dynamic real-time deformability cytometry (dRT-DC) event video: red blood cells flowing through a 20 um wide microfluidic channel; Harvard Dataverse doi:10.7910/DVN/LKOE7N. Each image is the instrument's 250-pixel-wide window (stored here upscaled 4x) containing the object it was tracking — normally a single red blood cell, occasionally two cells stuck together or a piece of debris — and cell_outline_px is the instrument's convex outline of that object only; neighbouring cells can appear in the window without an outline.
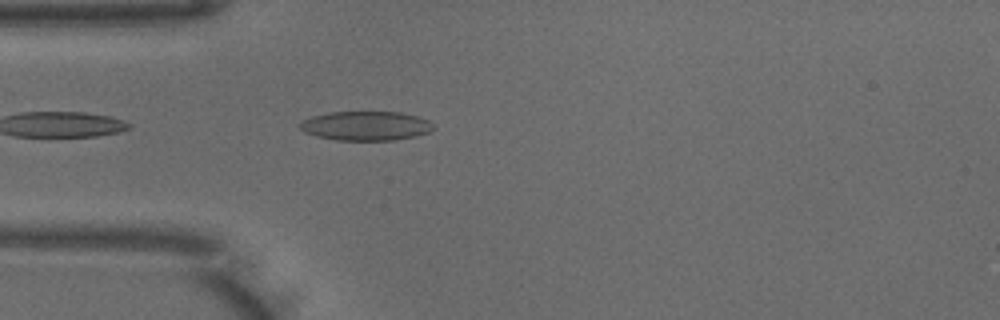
{"species": "common noctule bat (a hibernating species)", "species_latin": "Nyctalus noctula", "temperature_condition": "warm", "stored_images_in_passage": 38, "camera_frame_rate_fps": 3000, "um_per_image_px": 0.085, "animal": {"sex": "male", "body_mass_g": 18.8}, "frame": {"image": 1, "passage_image": 2, "time_ms": 0.333, "image_size_px": [1000, 320], "cell_outline_px": [[436, 128], [428, 132], [416, 136], [396, 140], [336, 140], [316, 136], [304, 132], [296, 124], [312, 116], [332, 112], [400, 112], [416, 116], [428, 120]], "centroid_in_image_um": [31.09, 10.7], "position_along_channel_um": 53.9, "area_um2": 22.77}}
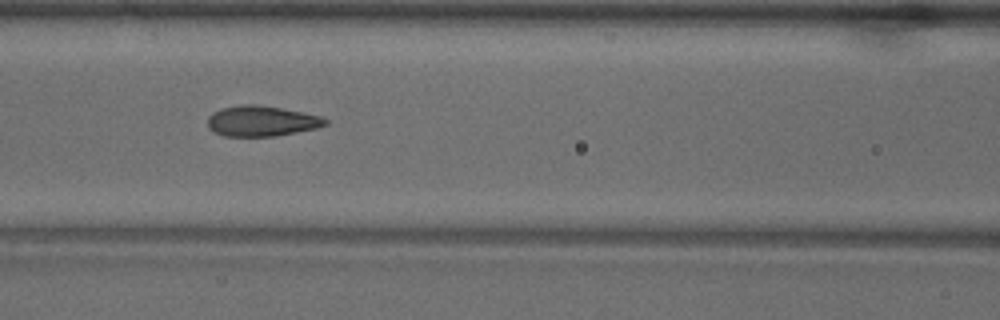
{"frame": {"image": 2, "passage_image": 9, "time_ms": 2.667, "image_size_px": [1000, 320], "cell_outline_px": [[328, 124], [316, 128], [276, 136], [224, 136], [208, 128], [208, 116], [212, 112], [220, 108], [240, 104], [256, 104], [280, 108], [320, 116], [328, 120]], "centroid_in_image_um": [22.2, 10.28], "position_along_channel_um": 144.4, "area_um2": 20.87}}
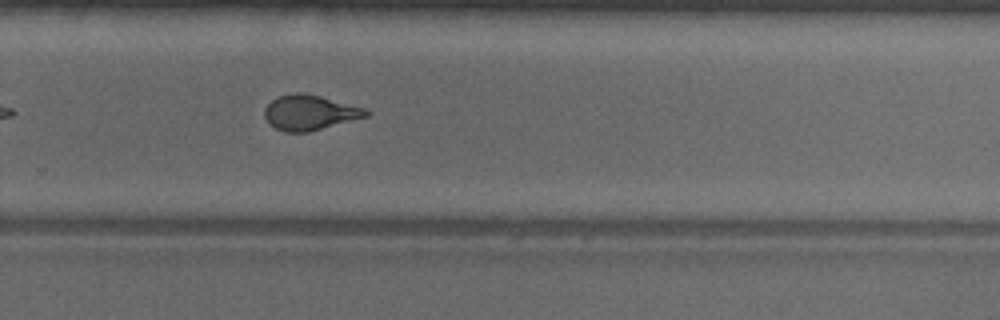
{"frame": {"image": 3, "passage_image": 21, "time_ms": 6.667, "image_size_px": [1000, 320], "cell_outline_px": [[372, 112], [368, 116], [308, 132], [284, 132], [276, 128], [264, 116], [264, 108], [276, 96], [296, 92], [304, 92], [320, 96], [364, 108]], "centroid_in_image_um": [26.32, 9.55], "position_along_channel_um": 303.5, "area_um2": 20.63}, "authors_computed_cell_mechanics": {"area_um2": 21.2704, "velocity_mm_per_s": 3.9915, "shape_relaxation_time_tau1_ms": 6.719, "shape_relaxation_time_tau2_ms": 1.0112, "deformation_change_tau1": 0.2235, "deformation_change_tau2": 0.0731}}